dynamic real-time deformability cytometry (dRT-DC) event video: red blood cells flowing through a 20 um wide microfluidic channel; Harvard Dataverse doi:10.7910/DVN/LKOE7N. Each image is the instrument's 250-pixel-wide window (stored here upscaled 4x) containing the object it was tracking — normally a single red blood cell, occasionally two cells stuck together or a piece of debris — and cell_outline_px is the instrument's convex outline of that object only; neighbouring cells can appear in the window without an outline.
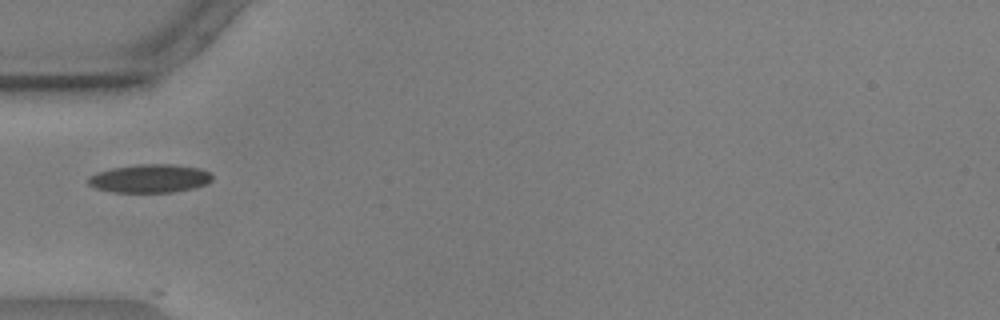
{"species": "common noctule bat (a hibernating species)", "species_latin": "Nyctalus noctula", "temperature_condition": "warm", "stored_images_in_passage": 4, "camera_frame_rate_fps": 3000, "um_per_image_px": 0.085, "animal": {"sex": "male", "body_mass_g": 17.9, "forearm_length_mm": 54.2}, "frame": {"image": 1, "passage_image": 1, "time_ms": 0.0, "image_size_px": [1000, 320], "cell_outline_px": [[212, 180], [208, 184], [192, 188], [172, 192], [112, 192], [92, 188], [88, 184], [88, 176], [96, 172], [112, 168], [136, 164], [172, 164], [200, 168], [208, 172], [212, 176]], "centroid_in_image_um": [12.69, 15.17], "position_along_channel_um": 72.3, "area_um2": 20.69}}